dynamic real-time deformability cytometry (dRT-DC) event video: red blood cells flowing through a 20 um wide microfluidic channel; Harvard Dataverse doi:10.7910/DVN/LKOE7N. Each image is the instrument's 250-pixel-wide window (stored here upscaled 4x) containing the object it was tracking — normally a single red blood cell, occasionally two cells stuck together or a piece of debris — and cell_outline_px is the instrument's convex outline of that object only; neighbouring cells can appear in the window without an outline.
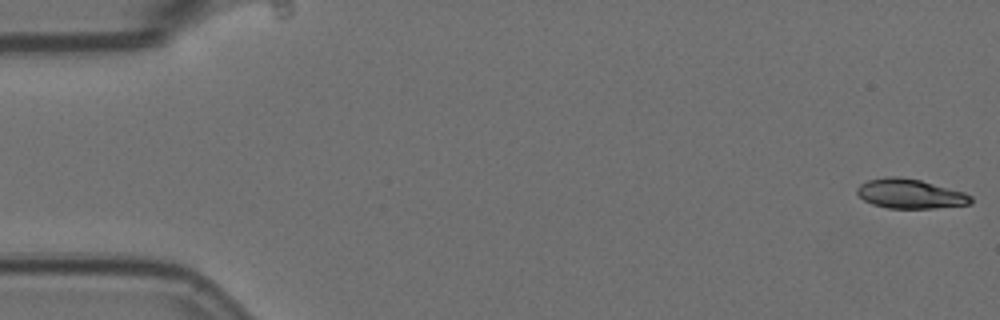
{"species": "Egyptian fruit bat (a non-hibernating species)", "species_latin": "Rousettus aegyptiacus", "temperature_condition": "room temperature", "stored_images_in_passage": 57, "camera_frame_rate_fps": 3000, "um_per_image_px": 0.085, "animal": {"sex": "female"}, "frame": {"image": 1, "passage_image": 1, "time_ms": 0.0, "image_size_px": [1000, 320], "cell_outline_px": [[972, 204], [936, 208], [888, 208], [872, 204], [864, 200], [856, 192], [856, 188], [860, 184], [868, 180], [888, 176], [896, 176], [920, 180], [964, 192], [972, 196]], "centroid_in_image_um": [77.36, 16.47], "position_along_channel_um": 7.6, "area_um2": 19.54}}
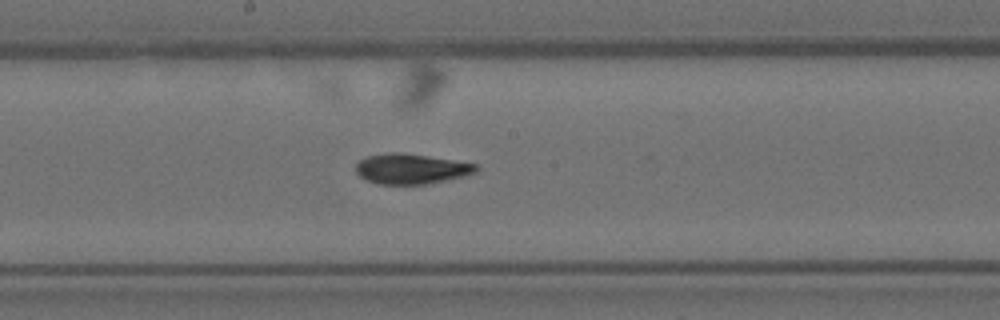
{"frame": {"image": 2, "passage_image": 30, "time_ms": 9.667, "image_size_px": [1000, 320], "cell_outline_px": [[480, 168], [476, 172], [464, 176], [428, 184], [376, 184], [360, 176], [356, 172], [356, 164], [360, 160], [368, 156], [396, 152], [452, 160], [476, 164]], "centroid_in_image_um": [34.95, 14.37], "position_along_channel_um": 213.2, "area_um2": 20.81}}
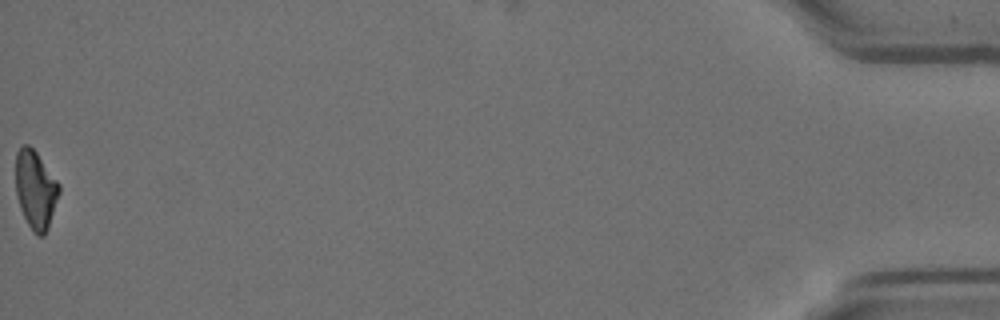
{"frame": {"image": 3, "passage_image": 57, "time_ms": 18.667, "image_size_px": [1000, 320], "cell_outline_px": [[60, 192], [48, 228], [44, 236], [36, 236], [32, 232], [20, 208], [16, 192], [16, 152], [24, 144], [28, 144], [36, 152], [60, 184]], "centroid_in_image_um": [3.03, 16.14], "position_along_channel_um": 432.2, "area_um2": 19.77}, "authors_computed_cell_mechanics": {"area_um2": 20.7502, "velocity_mm_per_s": 3.5792, "shape_relaxation_time_tau1_ms": 8.6444, "shape_relaxation_time_tau2_ms": 3.3738, "deformation_change_tau1": 0.2148, "deformation_change_tau2": 0.082}}